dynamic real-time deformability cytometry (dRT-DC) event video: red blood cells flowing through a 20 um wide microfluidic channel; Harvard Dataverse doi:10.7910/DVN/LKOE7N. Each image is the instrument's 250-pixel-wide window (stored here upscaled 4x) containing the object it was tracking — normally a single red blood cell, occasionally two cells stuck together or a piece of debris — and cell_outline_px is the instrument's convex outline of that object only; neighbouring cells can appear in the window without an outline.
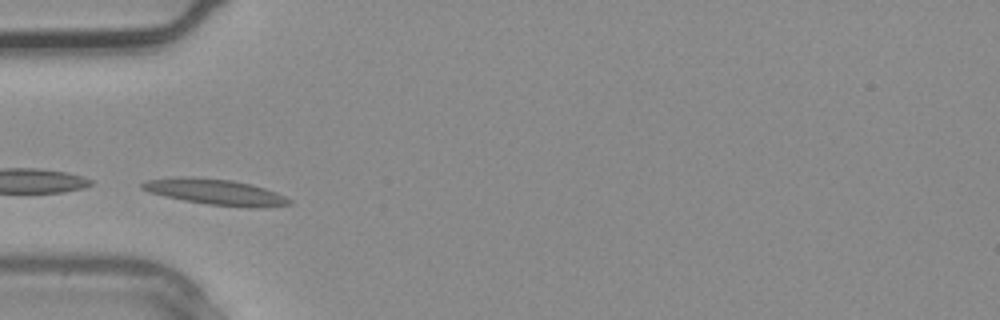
{"species": "common noctule bat (a hibernating species)", "species_latin": "Nyctalus noctula", "temperature_condition": "warm", "stored_images_in_passage": 2, "camera_frame_rate_fps": 3000, "um_per_image_px": 0.085, "animal": {"sex": "male", "body_mass_g": 20.4}, "frame": {"image": 1, "passage_image": 2, "time_ms": 0.333, "image_size_px": [1000, 320], "cell_outline_px": [[292, 204], [208, 204], [184, 200], [164, 196], [148, 192], [140, 188], [140, 184], [148, 180], [188, 176], [232, 180], [252, 184], [276, 192], [292, 200]], "centroid_in_image_um": [18.14, 16.25], "position_along_channel_um": 66.9, "area_um2": 20.75}}